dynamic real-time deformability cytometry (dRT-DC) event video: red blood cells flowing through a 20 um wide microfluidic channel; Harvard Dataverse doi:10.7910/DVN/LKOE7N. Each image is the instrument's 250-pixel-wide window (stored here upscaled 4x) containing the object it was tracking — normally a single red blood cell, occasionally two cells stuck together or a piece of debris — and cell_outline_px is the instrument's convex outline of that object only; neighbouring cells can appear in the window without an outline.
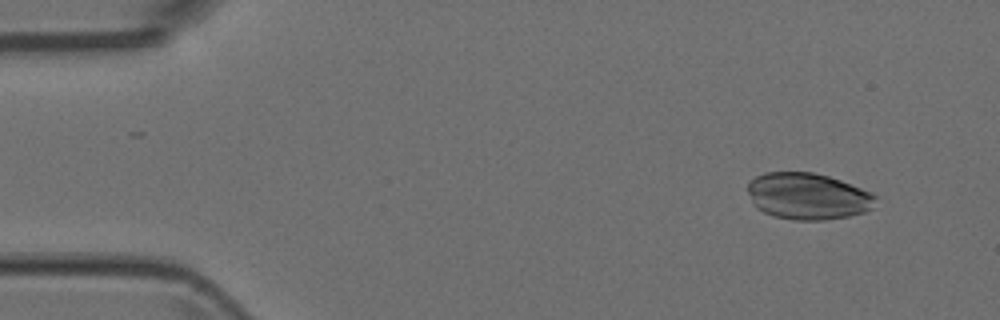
{"species": "Egyptian fruit bat (a non-hibernating species)", "species_latin": "Rousettus aegyptiacus", "temperature_condition": "room temperature", "stored_images_in_passage": 4, "camera_frame_rate_fps": 3000, "um_per_image_px": 0.085, "animal": {"sex": "female"}, "frame": {"image": 1, "passage_image": 1, "time_ms": 0.0, "image_size_px": [1000, 320], "cell_outline_px": [[876, 196], [872, 208], [864, 212], [848, 216], [824, 220], [792, 220], [772, 216], [756, 208], [752, 204], [748, 192], [748, 184], [756, 176], [764, 172], [812, 172], [828, 176], [840, 180], [872, 192]], "centroid_in_image_um": [68.64, 16.68], "position_along_channel_um": 16.4, "area_um2": 34.8}}
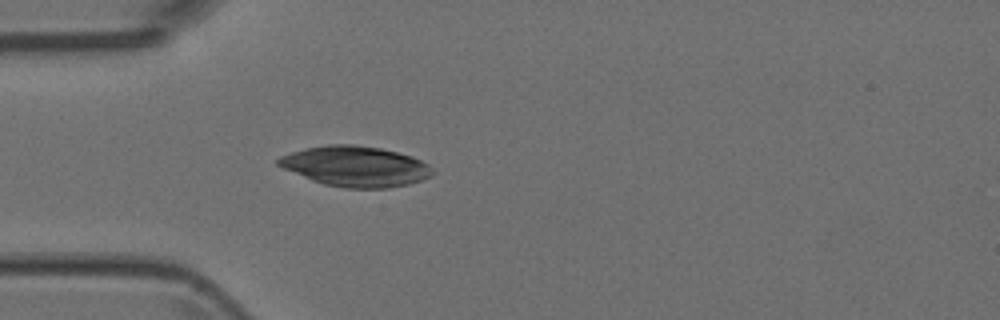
{"frame": {"image": 2, "passage_image": 4, "time_ms": 1.0, "image_size_px": [1000, 320], "cell_outline_px": [[432, 176], [408, 184], [388, 188], [344, 188], [324, 184], [312, 180], [284, 168], [276, 164], [276, 160], [280, 156], [304, 148], [328, 144], [352, 144], [380, 148], [412, 156], [428, 164], [432, 168]], "centroid_in_image_um": [30.21, 14.13], "position_along_channel_um": 54.8, "area_um2": 36.13}}